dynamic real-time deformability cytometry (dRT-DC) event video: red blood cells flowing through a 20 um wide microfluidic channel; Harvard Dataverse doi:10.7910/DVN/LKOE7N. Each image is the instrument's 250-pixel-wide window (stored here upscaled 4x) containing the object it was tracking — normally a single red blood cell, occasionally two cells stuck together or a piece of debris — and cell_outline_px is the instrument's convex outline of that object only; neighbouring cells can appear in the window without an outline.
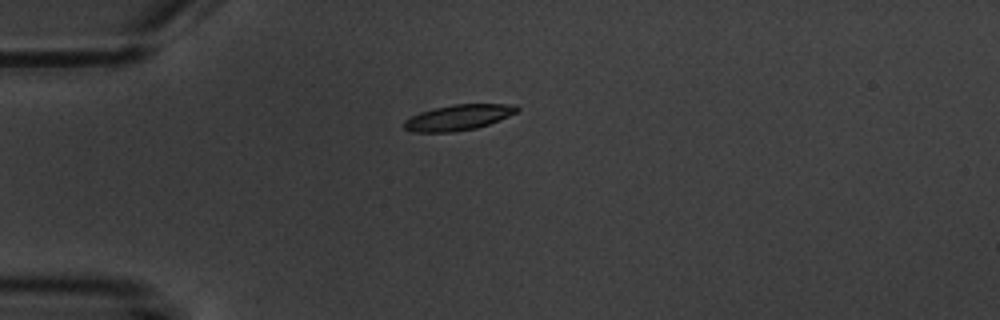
{"species": "common noctule bat (a hibernating species)", "species_latin": "Nyctalus noctula", "temperature_condition": "warm", "stored_images_in_passage": 7, "camera_frame_rate_fps": 3000, "um_per_image_px": 0.085, "animal": {"sex": "male", "body_mass_g": 20.1, "forearm_length_mm": 53.5}, "frame": {"image": 1, "passage_image": 6, "time_ms": 7.333, "image_size_px": [1000, 320], "cell_outline_px": [[520, 108], [516, 112], [508, 116], [488, 124], [476, 128], [452, 132], [420, 132], [404, 128], [404, 120], [420, 112], [452, 104], [516, 104]], "centroid_in_image_um": [38.98, 9.97], "position_along_channel_um": 46.0, "area_um2": 16.59}}